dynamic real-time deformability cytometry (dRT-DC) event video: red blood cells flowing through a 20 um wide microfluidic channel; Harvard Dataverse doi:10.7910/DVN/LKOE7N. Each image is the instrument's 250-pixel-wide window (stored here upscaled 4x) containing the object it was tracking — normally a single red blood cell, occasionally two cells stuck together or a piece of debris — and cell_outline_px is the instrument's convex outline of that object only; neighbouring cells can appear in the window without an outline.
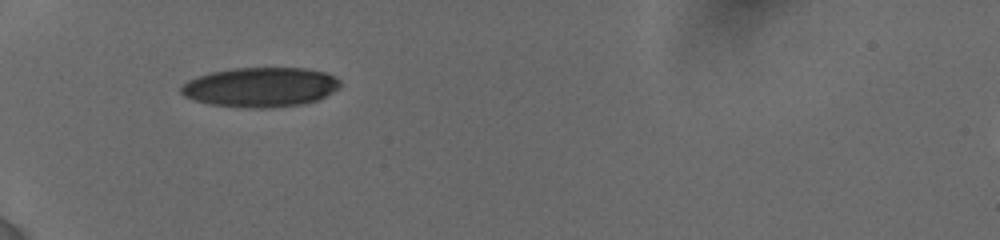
{"species": "human", "species_latin": "Homo sapiens", "temperature_condition": "cold", "stored_images_in_passage": 28, "camera_frame_rate_fps": 3000, "um_per_image_px": 0.085, "donor": {"sex": "female"}, "frame": {"image": 1, "passage_image": 1, "time_ms": 0.0, "image_size_px": [1000, 240], "cell_outline_px": [[340, 88], [316, 100], [300, 104], [268, 108], [248, 108], [208, 104], [184, 96], [180, 92], [180, 88], [188, 80], [196, 76], [212, 72], [232, 68], [304, 68], [324, 72], [336, 76], [340, 80]], "centroid_in_image_um": [22.13, 7.4], "position_along_channel_um": 62.9, "area_um2": 36.7}}
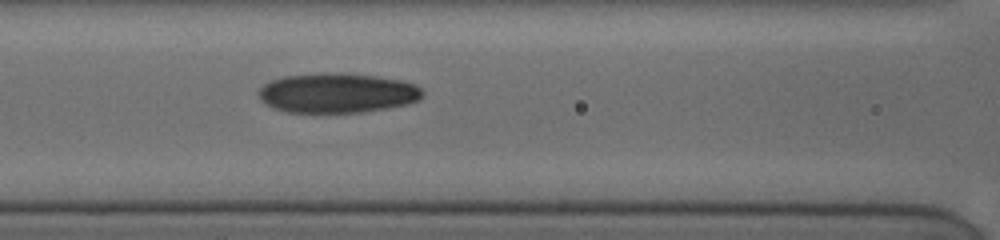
{"frame": {"image": 2, "passage_image": 17, "time_ms": 2.333, "image_size_px": [1000, 240], "cell_outline_px": [[424, 92], [416, 100], [404, 104], [364, 112], [288, 112], [276, 108], [260, 100], [260, 88], [264, 84], [272, 80], [284, 76], [340, 72], [372, 76], [400, 80], [416, 84]], "centroid_in_image_um": [28.66, 7.9], "position_along_channel_um": 137.9, "area_um2": 37.28}}
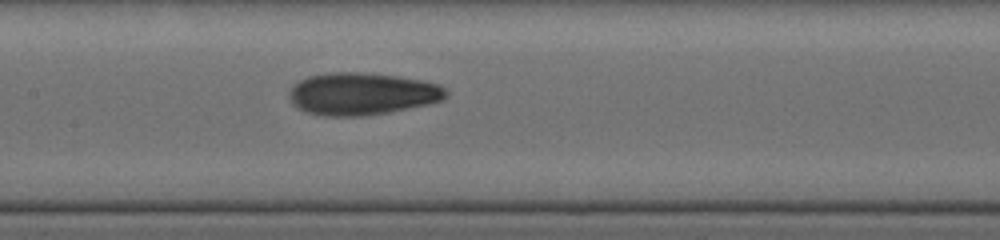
{"frame": {"image": 3, "passage_image": 24, "time_ms": 3.333, "image_size_px": [1000, 240], "cell_outline_px": [[448, 96], [444, 100], [428, 104], [388, 112], [364, 116], [324, 116], [304, 112], [296, 108], [292, 104], [288, 96], [288, 92], [292, 84], [308, 76], [332, 72], [360, 72], [396, 76], [420, 80], [440, 84], [448, 92]], "centroid_in_image_um": [30.73, 7.98], "position_along_channel_um": 176.7, "area_um2": 39.02}}